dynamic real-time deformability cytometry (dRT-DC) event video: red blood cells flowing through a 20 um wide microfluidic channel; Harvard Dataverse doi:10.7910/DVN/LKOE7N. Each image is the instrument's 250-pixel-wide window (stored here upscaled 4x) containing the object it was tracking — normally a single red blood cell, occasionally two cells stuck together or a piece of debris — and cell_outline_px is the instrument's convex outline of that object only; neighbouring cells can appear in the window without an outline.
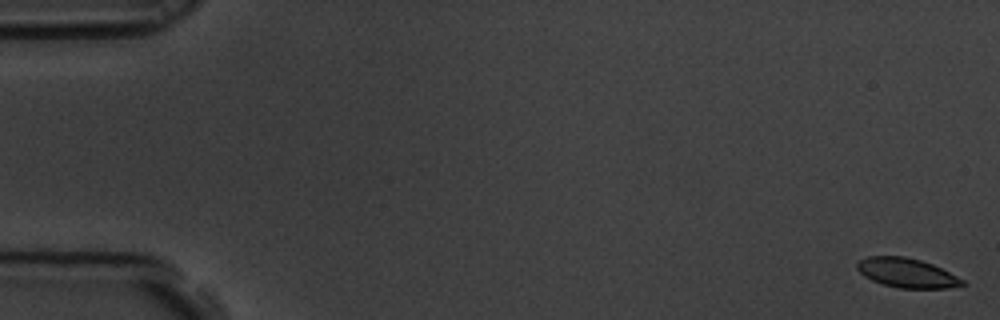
{"species": "common noctule bat (a hibernating species)", "species_latin": "Nyctalus noctula", "temperature_condition": "room temperature", "stored_images_in_passage": 58, "camera_frame_rate_fps": 3000, "um_per_image_px": 0.085, "animal": {"sex": "male", "body_mass_g": 19.5, "forearm_length_mm": 54.6}, "frame": {"image": 1, "passage_image": 1, "time_ms": 0.0, "image_size_px": [1000, 320], "cell_outline_px": [[968, 284], [948, 288], [900, 288], [884, 284], [872, 280], [864, 276], [856, 268], [856, 260], [868, 256], [904, 256], [920, 260], [932, 264], [964, 280]], "centroid_in_image_um": [77.05, 23.19], "position_along_channel_um": 8.0, "area_um2": 17.98}}
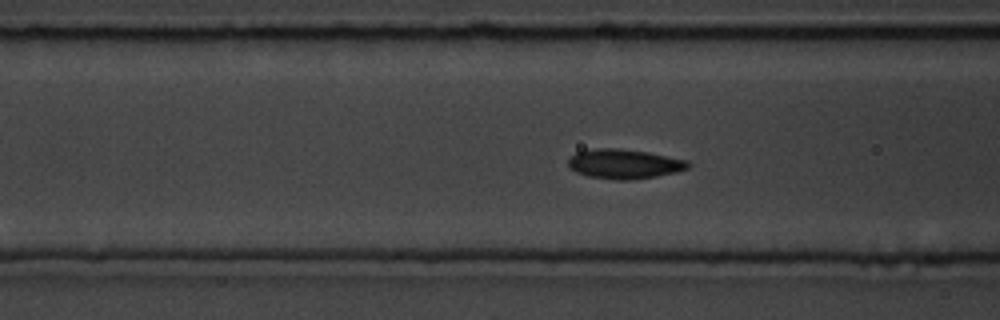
{"frame": {"image": 2, "passage_image": 23, "time_ms": 7.333, "image_size_px": [1000, 320], "cell_outline_px": [[692, 164], [688, 168], [676, 172], [656, 176], [632, 180], [616, 180], [588, 176], [576, 172], [568, 168], [568, 160], [576, 152], [596, 148], [616, 148], [648, 152], [688, 160]], "centroid_in_image_um": [53.06, 13.93], "position_along_channel_um": 113.5, "area_um2": 20.75}}
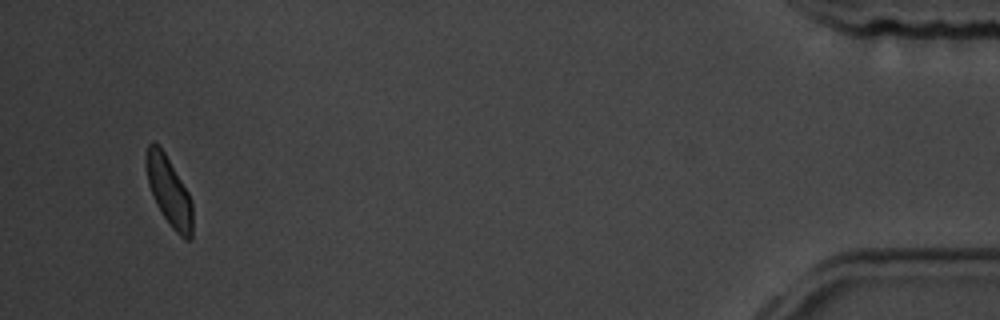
{"frame": {"image": 3, "passage_image": 56, "time_ms": 18.333, "image_size_px": [1000, 320], "cell_outline_px": [[192, 240], [184, 240], [172, 228], [156, 204], [148, 184], [144, 164], [144, 160], [148, 144], [152, 140], [160, 144], [188, 192], [192, 204]], "centroid_in_image_um": [14.34, 16.21], "position_along_channel_um": 420.9, "area_um2": 18.96}, "authors_computed_cell_mechanics": {"area_um2": 19.2185, "velocity_mm_per_s": 3.512, "shape_relaxation_time_tau1_ms": 8.2373, "shape_relaxation_time_tau2_ms": 6.4165, "deformation_change_tau1": 0.2505, "deformation_change_tau2": 0.0853}}